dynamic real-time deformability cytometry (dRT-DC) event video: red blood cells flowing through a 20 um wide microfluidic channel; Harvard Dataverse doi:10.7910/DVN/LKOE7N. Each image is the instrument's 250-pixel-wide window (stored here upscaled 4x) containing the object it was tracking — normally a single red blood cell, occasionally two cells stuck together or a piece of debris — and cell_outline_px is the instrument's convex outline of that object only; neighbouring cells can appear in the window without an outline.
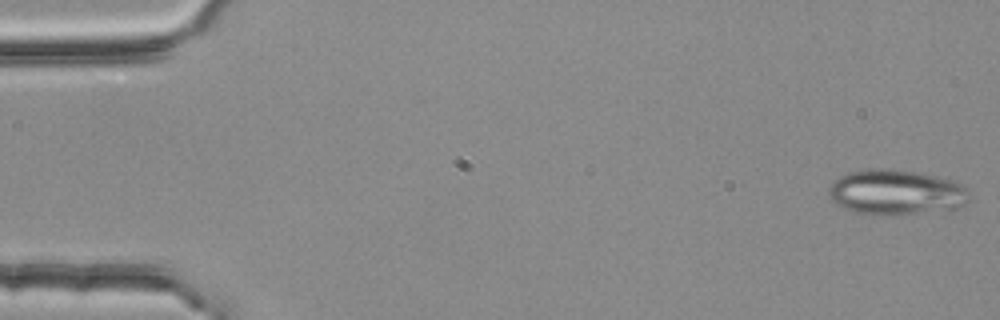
{"species": "common noctule bat (a hibernating species)", "species_latin": "Nyctalus noctula", "temperature_condition": "room temperature", "stored_images_in_passage": 4, "camera_frame_rate_fps": 3000, "um_per_image_px": 0.085, "animal": {"sex": "female", "body_mass_g": 25.1}, "frame": {"image": 1, "passage_image": 1, "time_ms": 0.0, "image_size_px": [1000, 320], "cell_outline_px": [[972, 196], [964, 204], [956, 208], [916, 212], [856, 212], [844, 208], [836, 204], [828, 196], [828, 188], [840, 176], [848, 172], [872, 168], [892, 168], [916, 172], [936, 176], [952, 180], [960, 184]], "centroid_in_image_um": [76.15, 16.28], "position_along_channel_um": 8.9, "area_um2": 35.95}}